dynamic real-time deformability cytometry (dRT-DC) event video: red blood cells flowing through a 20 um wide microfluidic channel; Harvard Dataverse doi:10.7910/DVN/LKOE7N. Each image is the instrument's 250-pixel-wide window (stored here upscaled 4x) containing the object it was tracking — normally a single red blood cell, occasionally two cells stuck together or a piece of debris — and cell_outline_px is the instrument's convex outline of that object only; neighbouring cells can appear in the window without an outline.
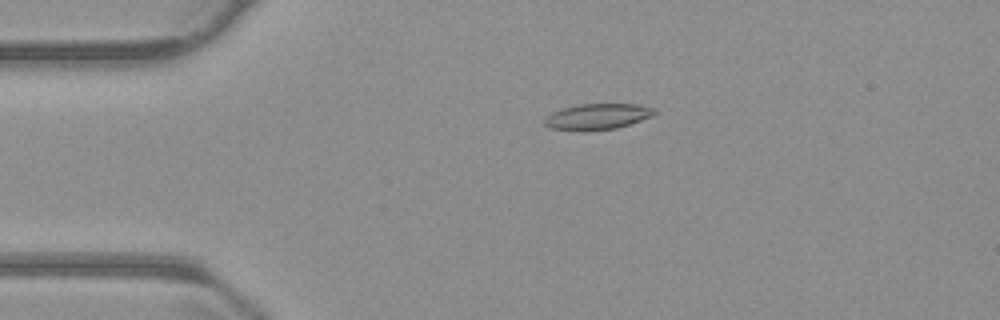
{"species": "common noctule bat (a hibernating species)", "species_latin": "Nyctalus noctula", "temperature_condition": "warm", "stored_images_in_passage": 55, "camera_frame_rate_fps": 3000, "um_per_image_px": 0.085, "animal": {"sex": "male", "body_mass_g": 23.1, "forearm_length_mm": 52.7}, "frame": {"image": 1, "passage_image": 12, "time_ms": 3.667, "image_size_px": [1000, 320], "cell_outline_px": [[656, 112], [652, 116], [616, 128], [580, 132], [548, 128], [544, 124], [544, 120], [552, 112], [560, 108], [576, 104], [640, 104], [656, 108]], "centroid_in_image_um": [50.74, 9.91], "position_along_channel_um": 34.3, "area_um2": 16.88}}
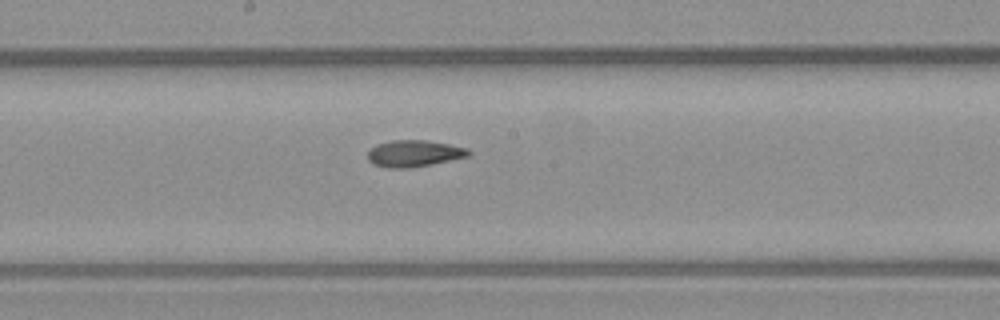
{"frame": {"image": 2, "passage_image": 29, "time_ms": 9.333, "image_size_px": [1000, 320], "cell_outline_px": [[472, 156], [432, 164], [408, 168], [388, 168], [372, 164], [368, 160], [368, 152], [376, 144], [392, 140], [424, 140], [448, 144], [468, 148], [472, 152]], "centroid_in_image_um": [35.22, 13.05], "position_along_channel_um": 213.0, "area_um2": 15.78}}
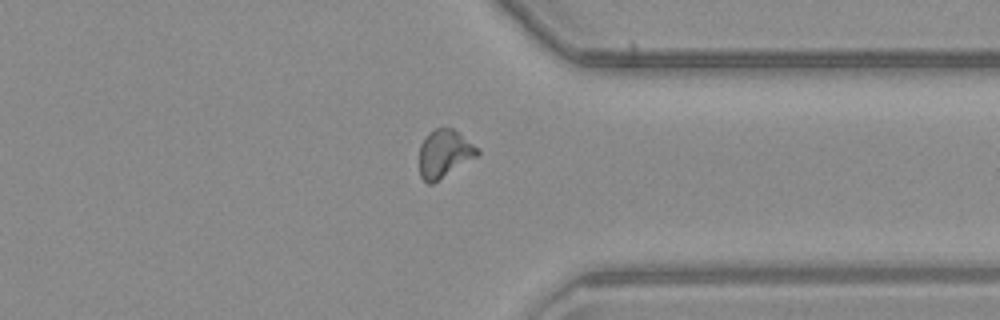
{"frame": {"image": 3, "passage_image": 42, "time_ms": 13.667, "image_size_px": [1000, 320], "cell_outline_px": [[480, 152], [476, 156], [432, 184], [428, 184], [420, 176], [420, 144], [424, 136], [428, 132], [436, 128], [452, 128], [480, 148]], "centroid_in_image_um": [37.75, 13.04], "position_along_channel_um": 373.6, "area_um2": 16.07}, "authors_computed_cell_mechanics": {"area_um2": 16.0684, "velocity_mm_per_s": 3.8118, "shape_relaxation_time_tau1_ms": null, "shape_relaxation_time_tau2_ms": 3.5229, "deformation_change_tau1": null, "deformation_change_tau2": 0.1061}}